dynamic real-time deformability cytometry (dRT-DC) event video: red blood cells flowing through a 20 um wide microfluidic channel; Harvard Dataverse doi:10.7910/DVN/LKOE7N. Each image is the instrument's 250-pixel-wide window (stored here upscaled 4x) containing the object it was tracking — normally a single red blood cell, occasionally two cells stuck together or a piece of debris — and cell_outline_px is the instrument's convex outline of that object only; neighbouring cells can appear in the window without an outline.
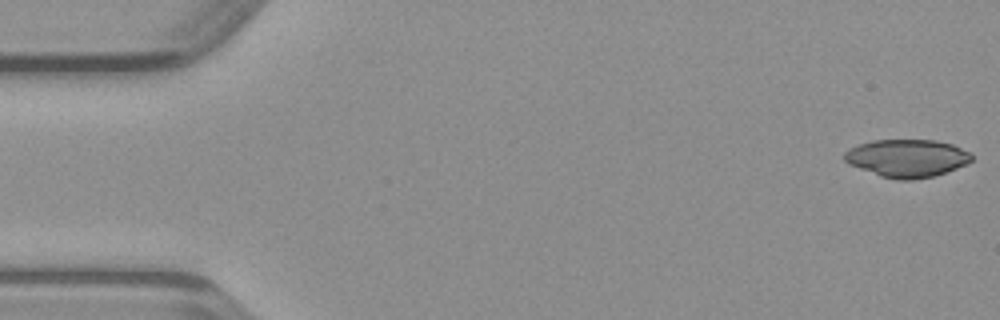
{"species": "common noctule bat (a hibernating species)", "species_latin": "Nyctalus noctula", "temperature_condition": "warm", "stored_images_in_passage": 47, "camera_frame_rate_fps": 3000, "um_per_image_px": 0.085, "animal": {"sex": "male", "body_mass_g": 23.1, "forearm_length_mm": 52.7}, "frame": {"image": 1, "passage_image": 1, "time_ms": 0.0, "image_size_px": [1000, 320], "cell_outline_px": [[972, 160], [968, 164], [932, 176], [912, 180], [896, 180], [880, 176], [848, 164], [844, 160], [844, 152], [848, 148], [872, 140], [936, 140], [952, 144], [968, 152], [972, 156]], "centroid_in_image_um": [77.06, 13.44], "position_along_channel_um": 7.9, "area_um2": 27.98}}